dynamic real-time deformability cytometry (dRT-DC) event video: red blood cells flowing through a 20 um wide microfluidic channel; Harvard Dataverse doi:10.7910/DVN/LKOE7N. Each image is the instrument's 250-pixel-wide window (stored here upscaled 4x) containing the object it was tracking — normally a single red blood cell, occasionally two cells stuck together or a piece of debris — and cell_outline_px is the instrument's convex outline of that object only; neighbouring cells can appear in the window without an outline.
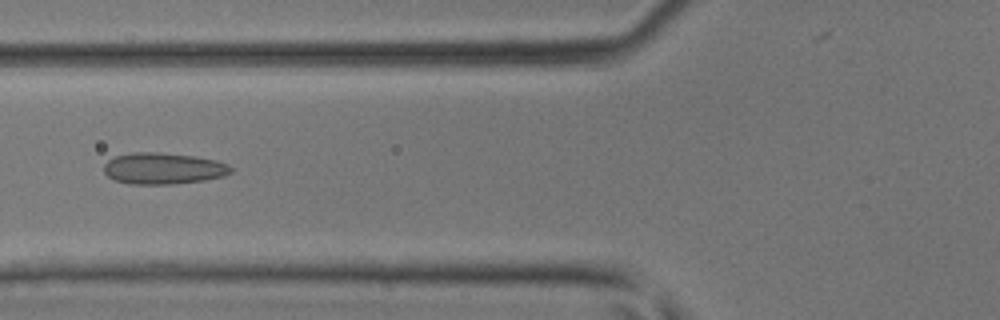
{"species": "common noctule bat (a hibernating species)", "species_latin": "Nyctalus noctula", "temperature_condition": "room temperature", "stored_images_in_passage": 30, "camera_frame_rate_fps": 3000, "um_per_image_px": 0.085, "animal": {"sex": "male", "body_mass_g": 17.9, "forearm_length_mm": 54.2}, "frame": {"image": 1, "passage_image": 6, "time_ms": 1.667, "image_size_px": [1000, 320], "cell_outline_px": [[232, 172], [224, 176], [204, 180], [172, 184], [128, 184], [116, 180], [108, 176], [104, 172], [104, 164], [108, 160], [116, 156], [136, 152], [156, 152], [192, 156], [216, 160], [228, 164], [232, 168]], "centroid_in_image_um": [13.88, 14.32], "position_along_channel_um": 111.9, "area_um2": 23.12}}
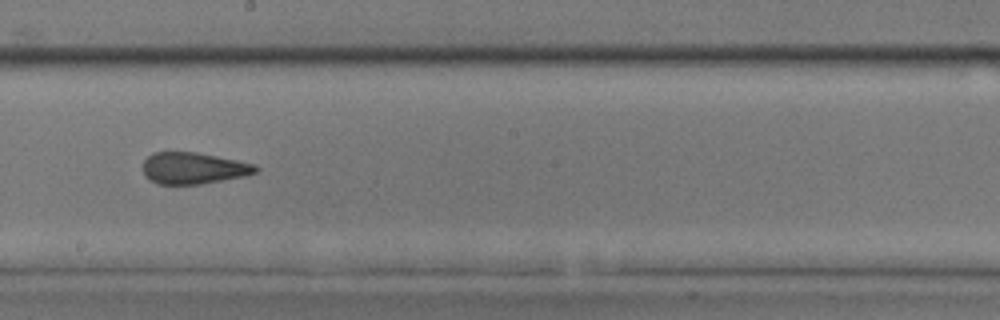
{"frame": {"image": 2, "passage_image": 14, "time_ms": 4.333, "image_size_px": [1000, 320], "cell_outline_px": [[260, 168], [256, 172], [244, 176], [200, 184], [156, 184], [144, 176], [144, 160], [152, 152], [196, 152], [256, 164]], "centroid_in_image_um": [16.43, 14.29], "position_along_channel_um": 231.8, "area_um2": 20.69}}
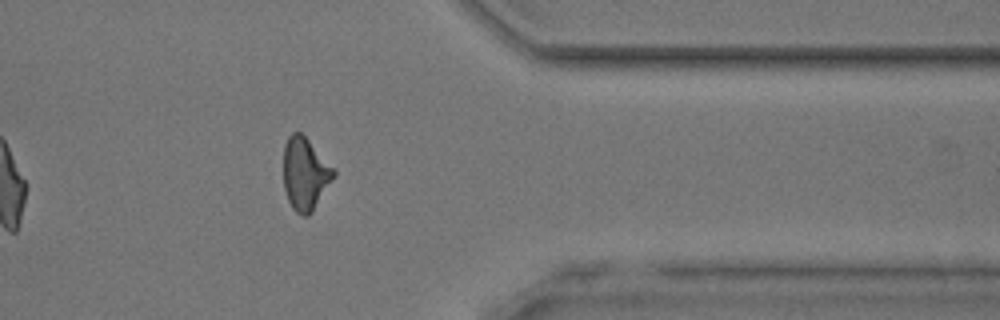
{"frame": {"image": 3, "passage_image": 25, "time_ms": 8.0, "image_size_px": [1000, 320], "cell_outline_px": [[336, 176], [312, 212], [308, 216], [304, 216], [296, 212], [292, 208], [288, 200], [284, 188], [284, 144], [288, 136], [292, 132], [300, 132], [308, 140], [336, 172]], "centroid_in_image_um": [25.93, 14.8], "position_along_channel_um": 385.5, "area_um2": 21.04}}